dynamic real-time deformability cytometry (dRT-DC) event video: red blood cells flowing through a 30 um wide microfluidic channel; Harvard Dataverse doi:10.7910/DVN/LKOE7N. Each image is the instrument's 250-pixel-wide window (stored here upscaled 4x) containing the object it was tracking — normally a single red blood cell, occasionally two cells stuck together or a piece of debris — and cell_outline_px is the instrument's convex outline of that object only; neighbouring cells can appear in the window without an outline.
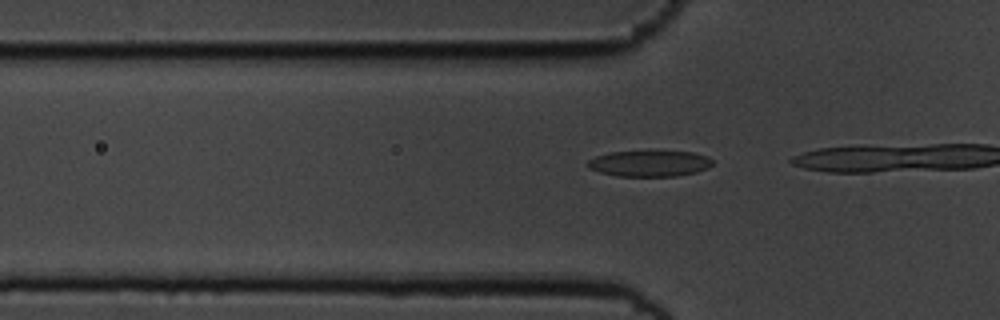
{"species": "common noctule bat (a hibernating species)", "species_latin": "Nyctalus noctula", "temperature_condition": "cold", "stored_images_in_passage": 16, "camera_frame_rate_fps": 3000, "um_per_image_px": 0.085, "animal": {"sex": "male", "body_mass_g": 19.5, "forearm_length_mm": 54.6}, "frame": {"image": 1, "passage_image": 14, "time_ms": 4.333, "image_size_px": [1000, 320], "cell_outline_px": [[712, 164], [708, 168], [696, 172], [676, 176], [616, 176], [600, 172], [588, 168], [588, 160], [596, 156], [608, 152], [692, 152], [708, 156], [712, 160]], "centroid_in_image_um": [55.2, 13.9], "position_along_channel_um": 70.6, "area_um2": 18.73}}